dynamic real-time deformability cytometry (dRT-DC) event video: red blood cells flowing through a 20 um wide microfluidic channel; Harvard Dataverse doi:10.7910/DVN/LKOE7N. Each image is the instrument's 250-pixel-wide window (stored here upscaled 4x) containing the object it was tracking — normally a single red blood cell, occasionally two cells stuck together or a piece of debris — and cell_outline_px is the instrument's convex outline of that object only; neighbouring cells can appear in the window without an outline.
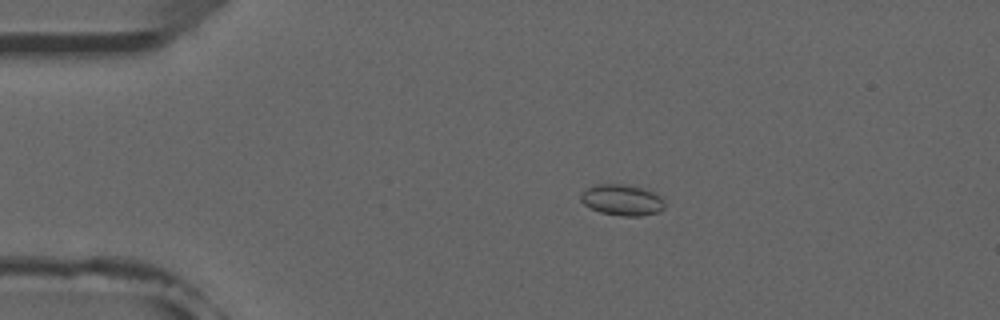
{"species": "common noctule bat (a hibernating species)", "species_latin": "Nyctalus noctula", "temperature_condition": "room temperature", "stored_images_in_passage": 5, "camera_frame_rate_fps": 3000, "um_per_image_px": 0.085, "animal": {"sex": "male", "forearm_length_mm": 52.5}, "frame": {"image": 1, "passage_image": 3, "time_ms": 3.0, "image_size_px": [1000, 320], "cell_outline_px": [[664, 208], [660, 212], [640, 216], [620, 216], [600, 212], [584, 204], [580, 200], [580, 196], [588, 188], [596, 184], [624, 184], [644, 188], [660, 196], [664, 204]], "centroid_in_image_um": [52.89, 17.0], "position_along_channel_um": 32.1, "area_um2": 15.09}}
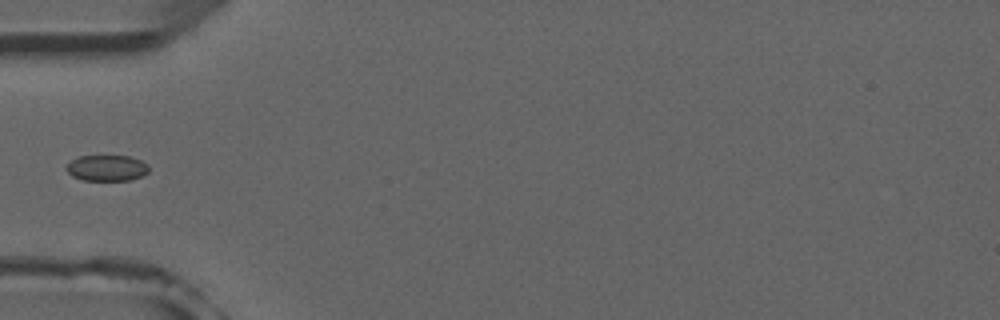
{"frame": {"image": 2, "passage_image": 5, "time_ms": 5.333, "image_size_px": [1000, 320], "cell_outline_px": [[148, 172], [140, 176], [128, 180], [84, 180], [72, 176], [64, 168], [72, 160], [80, 156], [128, 156], [140, 160], [148, 164]], "centroid_in_image_um": [9.06, 14.28], "position_along_channel_um": 75.9, "area_um2": 12.31}}